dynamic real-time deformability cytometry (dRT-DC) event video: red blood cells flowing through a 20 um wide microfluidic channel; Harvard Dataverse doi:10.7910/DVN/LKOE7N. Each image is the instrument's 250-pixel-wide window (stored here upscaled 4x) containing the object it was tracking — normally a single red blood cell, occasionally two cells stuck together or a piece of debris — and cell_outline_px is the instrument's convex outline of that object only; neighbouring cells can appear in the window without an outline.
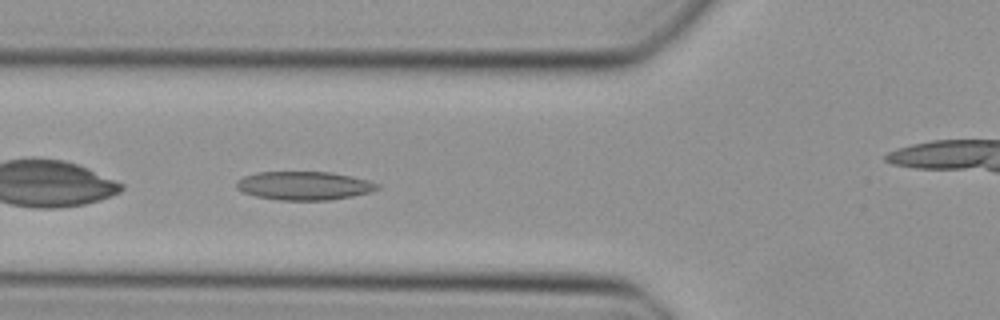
{"species": "Egyptian fruit bat (a non-hibernating species)", "species_latin": "Rousettus aegyptiacus", "temperature_condition": "cold", "stored_images_in_passage": 35, "camera_frame_rate_fps": 3000, "um_per_image_px": 0.085, "animal": {"sex": "female"}, "frame": {"image": 1, "passage_image": 11, "time_ms": 3.333, "image_size_px": [1000, 320], "cell_outline_px": [[380, 188], [368, 192], [352, 196], [328, 200], [280, 200], [256, 196], [244, 192], [236, 188], [236, 180], [244, 176], [256, 172], [332, 172], [352, 176], [368, 180], [380, 184]], "centroid_in_image_um": [25.84, 15.77], "position_along_channel_um": 100.0, "area_um2": 23.41}}
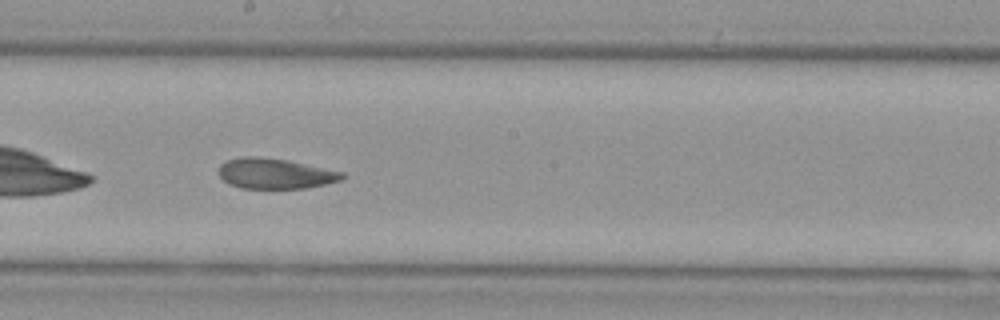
{"frame": {"image": 2, "passage_image": 20, "time_ms": 6.333, "image_size_px": [1000, 320], "cell_outline_px": [[348, 176], [340, 180], [324, 184], [304, 188], [240, 188], [224, 180], [220, 176], [220, 164], [228, 160], [240, 156], [256, 156], [288, 160], [344, 172]], "centroid_in_image_um": [23.41, 14.74], "position_along_channel_um": 224.8, "area_um2": 21.73}}
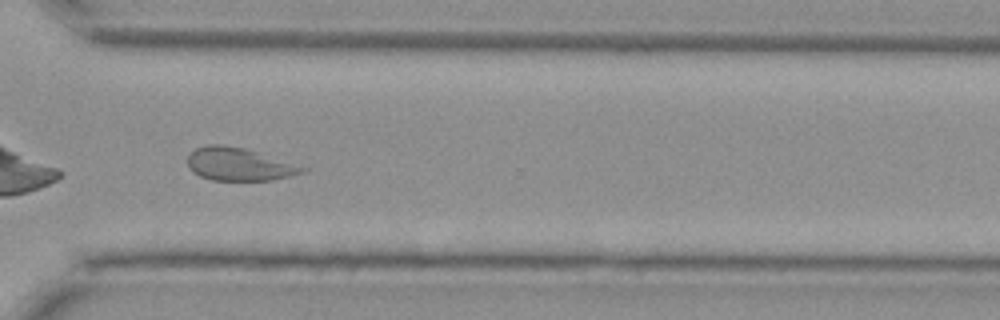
{"frame": {"image": 3, "passage_image": 29, "time_ms": 9.333, "image_size_px": [1000, 320], "cell_outline_px": [[308, 168], [304, 172], [272, 180], [212, 180], [200, 176], [192, 172], [188, 168], [188, 156], [196, 148], [208, 144], [224, 144], [244, 148]], "centroid_in_image_um": [20.26, 13.96], "position_along_channel_um": 350.3, "area_um2": 21.79}}